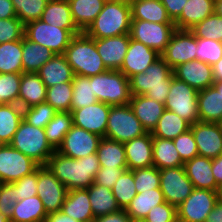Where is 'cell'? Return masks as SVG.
<instances>
[{
  "label": "cell",
  "mask_w": 222,
  "mask_h": 222,
  "mask_svg": "<svg viewBox=\"0 0 222 222\" xmlns=\"http://www.w3.org/2000/svg\"><path fill=\"white\" fill-rule=\"evenodd\" d=\"M68 189H88L101 168L97 153L74 159L55 151L45 165Z\"/></svg>",
  "instance_id": "6da1fadb"
},
{
  "label": "cell",
  "mask_w": 222,
  "mask_h": 222,
  "mask_svg": "<svg viewBox=\"0 0 222 222\" xmlns=\"http://www.w3.org/2000/svg\"><path fill=\"white\" fill-rule=\"evenodd\" d=\"M173 76V69L160 57L145 72L129 79L131 95H146L165 104Z\"/></svg>",
  "instance_id": "7a4b0ae2"
},
{
  "label": "cell",
  "mask_w": 222,
  "mask_h": 222,
  "mask_svg": "<svg viewBox=\"0 0 222 222\" xmlns=\"http://www.w3.org/2000/svg\"><path fill=\"white\" fill-rule=\"evenodd\" d=\"M131 6L120 1L107 0L103 10L84 31L90 38H109L130 33Z\"/></svg>",
  "instance_id": "3957f363"
},
{
  "label": "cell",
  "mask_w": 222,
  "mask_h": 222,
  "mask_svg": "<svg viewBox=\"0 0 222 222\" xmlns=\"http://www.w3.org/2000/svg\"><path fill=\"white\" fill-rule=\"evenodd\" d=\"M64 55L74 75L92 77L108 70L98 54L94 39L84 32L71 39Z\"/></svg>",
  "instance_id": "277c9868"
},
{
  "label": "cell",
  "mask_w": 222,
  "mask_h": 222,
  "mask_svg": "<svg viewBox=\"0 0 222 222\" xmlns=\"http://www.w3.org/2000/svg\"><path fill=\"white\" fill-rule=\"evenodd\" d=\"M9 144L40 166H45L49 157L56 151L48 142L45 130L30 125L24 119Z\"/></svg>",
  "instance_id": "5b68a950"
},
{
  "label": "cell",
  "mask_w": 222,
  "mask_h": 222,
  "mask_svg": "<svg viewBox=\"0 0 222 222\" xmlns=\"http://www.w3.org/2000/svg\"><path fill=\"white\" fill-rule=\"evenodd\" d=\"M90 84L97 100L107 105H127L131 100L130 81L119 70H106L92 76Z\"/></svg>",
  "instance_id": "8992f818"
},
{
  "label": "cell",
  "mask_w": 222,
  "mask_h": 222,
  "mask_svg": "<svg viewBox=\"0 0 222 222\" xmlns=\"http://www.w3.org/2000/svg\"><path fill=\"white\" fill-rule=\"evenodd\" d=\"M146 133L129 104L110 107L105 138L125 143Z\"/></svg>",
  "instance_id": "52a82bcc"
},
{
  "label": "cell",
  "mask_w": 222,
  "mask_h": 222,
  "mask_svg": "<svg viewBox=\"0 0 222 222\" xmlns=\"http://www.w3.org/2000/svg\"><path fill=\"white\" fill-rule=\"evenodd\" d=\"M165 109L173 111L191 125L198 122V91L173 76L165 101Z\"/></svg>",
  "instance_id": "ba28073f"
},
{
  "label": "cell",
  "mask_w": 222,
  "mask_h": 222,
  "mask_svg": "<svg viewBox=\"0 0 222 222\" xmlns=\"http://www.w3.org/2000/svg\"><path fill=\"white\" fill-rule=\"evenodd\" d=\"M24 36L32 42L45 46L55 54H64L75 35L68 29L47 24L39 19L24 25Z\"/></svg>",
  "instance_id": "9c48e42d"
},
{
  "label": "cell",
  "mask_w": 222,
  "mask_h": 222,
  "mask_svg": "<svg viewBox=\"0 0 222 222\" xmlns=\"http://www.w3.org/2000/svg\"><path fill=\"white\" fill-rule=\"evenodd\" d=\"M221 193L222 191L194 188L177 207V221L206 222L209 213L221 198Z\"/></svg>",
  "instance_id": "30bf717a"
},
{
  "label": "cell",
  "mask_w": 222,
  "mask_h": 222,
  "mask_svg": "<svg viewBox=\"0 0 222 222\" xmlns=\"http://www.w3.org/2000/svg\"><path fill=\"white\" fill-rule=\"evenodd\" d=\"M176 30L174 23H155L131 19L130 37L161 54Z\"/></svg>",
  "instance_id": "8fae6325"
},
{
  "label": "cell",
  "mask_w": 222,
  "mask_h": 222,
  "mask_svg": "<svg viewBox=\"0 0 222 222\" xmlns=\"http://www.w3.org/2000/svg\"><path fill=\"white\" fill-rule=\"evenodd\" d=\"M40 165L10 144L0 147V183H13L36 171Z\"/></svg>",
  "instance_id": "7c38bea8"
},
{
  "label": "cell",
  "mask_w": 222,
  "mask_h": 222,
  "mask_svg": "<svg viewBox=\"0 0 222 222\" xmlns=\"http://www.w3.org/2000/svg\"><path fill=\"white\" fill-rule=\"evenodd\" d=\"M67 193L66 186L46 166L37 169V196L47 213L61 211Z\"/></svg>",
  "instance_id": "4fadbf2b"
},
{
  "label": "cell",
  "mask_w": 222,
  "mask_h": 222,
  "mask_svg": "<svg viewBox=\"0 0 222 222\" xmlns=\"http://www.w3.org/2000/svg\"><path fill=\"white\" fill-rule=\"evenodd\" d=\"M193 189L184 166L160 169V190L164 194L165 201L170 205L177 208Z\"/></svg>",
  "instance_id": "5bb4252c"
},
{
  "label": "cell",
  "mask_w": 222,
  "mask_h": 222,
  "mask_svg": "<svg viewBox=\"0 0 222 222\" xmlns=\"http://www.w3.org/2000/svg\"><path fill=\"white\" fill-rule=\"evenodd\" d=\"M197 37L190 30L176 29L161 58L172 68L196 60Z\"/></svg>",
  "instance_id": "9a60e30c"
},
{
  "label": "cell",
  "mask_w": 222,
  "mask_h": 222,
  "mask_svg": "<svg viewBox=\"0 0 222 222\" xmlns=\"http://www.w3.org/2000/svg\"><path fill=\"white\" fill-rule=\"evenodd\" d=\"M101 138L97 134L73 125L56 151L64 156L80 159L96 153Z\"/></svg>",
  "instance_id": "2e32d148"
},
{
  "label": "cell",
  "mask_w": 222,
  "mask_h": 222,
  "mask_svg": "<svg viewBox=\"0 0 222 222\" xmlns=\"http://www.w3.org/2000/svg\"><path fill=\"white\" fill-rule=\"evenodd\" d=\"M110 107V105L98 101L86 107L74 109L71 111L73 125L103 138L106 135Z\"/></svg>",
  "instance_id": "e0dca14e"
},
{
  "label": "cell",
  "mask_w": 222,
  "mask_h": 222,
  "mask_svg": "<svg viewBox=\"0 0 222 222\" xmlns=\"http://www.w3.org/2000/svg\"><path fill=\"white\" fill-rule=\"evenodd\" d=\"M198 156L216 158L222 155V130L219 123L196 122L190 126Z\"/></svg>",
  "instance_id": "ac0fdd59"
},
{
  "label": "cell",
  "mask_w": 222,
  "mask_h": 222,
  "mask_svg": "<svg viewBox=\"0 0 222 222\" xmlns=\"http://www.w3.org/2000/svg\"><path fill=\"white\" fill-rule=\"evenodd\" d=\"M160 57L161 54L156 50L130 38L127 53L119 71L130 79L136 74L145 72Z\"/></svg>",
  "instance_id": "d6986e66"
},
{
  "label": "cell",
  "mask_w": 222,
  "mask_h": 222,
  "mask_svg": "<svg viewBox=\"0 0 222 222\" xmlns=\"http://www.w3.org/2000/svg\"><path fill=\"white\" fill-rule=\"evenodd\" d=\"M130 34L109 38H93L105 67L108 70H120L130 43Z\"/></svg>",
  "instance_id": "ffe728a7"
},
{
  "label": "cell",
  "mask_w": 222,
  "mask_h": 222,
  "mask_svg": "<svg viewBox=\"0 0 222 222\" xmlns=\"http://www.w3.org/2000/svg\"><path fill=\"white\" fill-rule=\"evenodd\" d=\"M174 77L186 82L197 91L210 87L214 83L212 65L200 60H192L173 69Z\"/></svg>",
  "instance_id": "44dd1931"
},
{
  "label": "cell",
  "mask_w": 222,
  "mask_h": 222,
  "mask_svg": "<svg viewBox=\"0 0 222 222\" xmlns=\"http://www.w3.org/2000/svg\"><path fill=\"white\" fill-rule=\"evenodd\" d=\"M124 144L128 170L153 166V136L146 134Z\"/></svg>",
  "instance_id": "7402d4cb"
},
{
  "label": "cell",
  "mask_w": 222,
  "mask_h": 222,
  "mask_svg": "<svg viewBox=\"0 0 222 222\" xmlns=\"http://www.w3.org/2000/svg\"><path fill=\"white\" fill-rule=\"evenodd\" d=\"M186 175L190 179L195 189H209L212 191H222L216 184L212 174V159L208 157L196 156L184 162Z\"/></svg>",
  "instance_id": "603a6c76"
},
{
  "label": "cell",
  "mask_w": 222,
  "mask_h": 222,
  "mask_svg": "<svg viewBox=\"0 0 222 222\" xmlns=\"http://www.w3.org/2000/svg\"><path fill=\"white\" fill-rule=\"evenodd\" d=\"M129 105L144 129L150 133L156 128L165 111V104L148 98L146 95H132Z\"/></svg>",
  "instance_id": "cb8c5ba5"
},
{
  "label": "cell",
  "mask_w": 222,
  "mask_h": 222,
  "mask_svg": "<svg viewBox=\"0 0 222 222\" xmlns=\"http://www.w3.org/2000/svg\"><path fill=\"white\" fill-rule=\"evenodd\" d=\"M47 88L72 82L74 73L64 54H55L37 72Z\"/></svg>",
  "instance_id": "d4e9b609"
},
{
  "label": "cell",
  "mask_w": 222,
  "mask_h": 222,
  "mask_svg": "<svg viewBox=\"0 0 222 222\" xmlns=\"http://www.w3.org/2000/svg\"><path fill=\"white\" fill-rule=\"evenodd\" d=\"M47 87L37 73H22L18 104L22 109L45 102Z\"/></svg>",
  "instance_id": "484cf974"
},
{
  "label": "cell",
  "mask_w": 222,
  "mask_h": 222,
  "mask_svg": "<svg viewBox=\"0 0 222 222\" xmlns=\"http://www.w3.org/2000/svg\"><path fill=\"white\" fill-rule=\"evenodd\" d=\"M61 212L78 222H93L95 217L91 209L88 189L68 191Z\"/></svg>",
  "instance_id": "4316f807"
},
{
  "label": "cell",
  "mask_w": 222,
  "mask_h": 222,
  "mask_svg": "<svg viewBox=\"0 0 222 222\" xmlns=\"http://www.w3.org/2000/svg\"><path fill=\"white\" fill-rule=\"evenodd\" d=\"M214 13V0H188L174 21L176 29L190 30Z\"/></svg>",
  "instance_id": "83f0119b"
},
{
  "label": "cell",
  "mask_w": 222,
  "mask_h": 222,
  "mask_svg": "<svg viewBox=\"0 0 222 222\" xmlns=\"http://www.w3.org/2000/svg\"><path fill=\"white\" fill-rule=\"evenodd\" d=\"M41 20L47 24L68 29L74 35L81 33L72 19L68 0H49L43 11Z\"/></svg>",
  "instance_id": "f1b7e54d"
},
{
  "label": "cell",
  "mask_w": 222,
  "mask_h": 222,
  "mask_svg": "<svg viewBox=\"0 0 222 222\" xmlns=\"http://www.w3.org/2000/svg\"><path fill=\"white\" fill-rule=\"evenodd\" d=\"M200 122L218 123L222 118V95L211 85L198 91Z\"/></svg>",
  "instance_id": "f546056e"
},
{
  "label": "cell",
  "mask_w": 222,
  "mask_h": 222,
  "mask_svg": "<svg viewBox=\"0 0 222 222\" xmlns=\"http://www.w3.org/2000/svg\"><path fill=\"white\" fill-rule=\"evenodd\" d=\"M107 0H68L76 27L84 32L103 10Z\"/></svg>",
  "instance_id": "4dcf8cb0"
},
{
  "label": "cell",
  "mask_w": 222,
  "mask_h": 222,
  "mask_svg": "<svg viewBox=\"0 0 222 222\" xmlns=\"http://www.w3.org/2000/svg\"><path fill=\"white\" fill-rule=\"evenodd\" d=\"M55 55L50 49L38 43L22 38L23 73H37L39 69Z\"/></svg>",
  "instance_id": "1f68e13d"
},
{
  "label": "cell",
  "mask_w": 222,
  "mask_h": 222,
  "mask_svg": "<svg viewBox=\"0 0 222 222\" xmlns=\"http://www.w3.org/2000/svg\"><path fill=\"white\" fill-rule=\"evenodd\" d=\"M130 6L131 19L155 23H174L160 0H133Z\"/></svg>",
  "instance_id": "d6a6232c"
},
{
  "label": "cell",
  "mask_w": 222,
  "mask_h": 222,
  "mask_svg": "<svg viewBox=\"0 0 222 222\" xmlns=\"http://www.w3.org/2000/svg\"><path fill=\"white\" fill-rule=\"evenodd\" d=\"M164 202L166 201L160 188L146 190L137 193L125 211L131 220H144L153 207Z\"/></svg>",
  "instance_id": "836d02e7"
},
{
  "label": "cell",
  "mask_w": 222,
  "mask_h": 222,
  "mask_svg": "<svg viewBox=\"0 0 222 222\" xmlns=\"http://www.w3.org/2000/svg\"><path fill=\"white\" fill-rule=\"evenodd\" d=\"M47 215L42 200L36 195L18 201L9 222H45Z\"/></svg>",
  "instance_id": "e575fe53"
},
{
  "label": "cell",
  "mask_w": 222,
  "mask_h": 222,
  "mask_svg": "<svg viewBox=\"0 0 222 222\" xmlns=\"http://www.w3.org/2000/svg\"><path fill=\"white\" fill-rule=\"evenodd\" d=\"M97 156L101 167L128 168L124 144L108 138H101Z\"/></svg>",
  "instance_id": "d590c367"
},
{
  "label": "cell",
  "mask_w": 222,
  "mask_h": 222,
  "mask_svg": "<svg viewBox=\"0 0 222 222\" xmlns=\"http://www.w3.org/2000/svg\"><path fill=\"white\" fill-rule=\"evenodd\" d=\"M183 165L173 140L153 137V166L160 170Z\"/></svg>",
  "instance_id": "8d00e7d4"
},
{
  "label": "cell",
  "mask_w": 222,
  "mask_h": 222,
  "mask_svg": "<svg viewBox=\"0 0 222 222\" xmlns=\"http://www.w3.org/2000/svg\"><path fill=\"white\" fill-rule=\"evenodd\" d=\"M191 124L173 111L165 109L156 128L152 131L153 137L173 140L180 134L187 132Z\"/></svg>",
  "instance_id": "74e56055"
},
{
  "label": "cell",
  "mask_w": 222,
  "mask_h": 222,
  "mask_svg": "<svg viewBox=\"0 0 222 222\" xmlns=\"http://www.w3.org/2000/svg\"><path fill=\"white\" fill-rule=\"evenodd\" d=\"M88 193L95 218L120 210L111 189L93 183L88 188Z\"/></svg>",
  "instance_id": "f35d334b"
},
{
  "label": "cell",
  "mask_w": 222,
  "mask_h": 222,
  "mask_svg": "<svg viewBox=\"0 0 222 222\" xmlns=\"http://www.w3.org/2000/svg\"><path fill=\"white\" fill-rule=\"evenodd\" d=\"M23 109L19 104H0V141L9 144L21 121Z\"/></svg>",
  "instance_id": "ab89813d"
},
{
  "label": "cell",
  "mask_w": 222,
  "mask_h": 222,
  "mask_svg": "<svg viewBox=\"0 0 222 222\" xmlns=\"http://www.w3.org/2000/svg\"><path fill=\"white\" fill-rule=\"evenodd\" d=\"M23 73L22 39L0 44V74Z\"/></svg>",
  "instance_id": "60d3db41"
},
{
  "label": "cell",
  "mask_w": 222,
  "mask_h": 222,
  "mask_svg": "<svg viewBox=\"0 0 222 222\" xmlns=\"http://www.w3.org/2000/svg\"><path fill=\"white\" fill-rule=\"evenodd\" d=\"M72 126V113L58 112L44 128L47 140L55 150L62 144L65 135Z\"/></svg>",
  "instance_id": "b9f144b4"
},
{
  "label": "cell",
  "mask_w": 222,
  "mask_h": 222,
  "mask_svg": "<svg viewBox=\"0 0 222 222\" xmlns=\"http://www.w3.org/2000/svg\"><path fill=\"white\" fill-rule=\"evenodd\" d=\"M72 85L73 95L71 111L98 102L97 98L93 94L92 84H90V77L74 75Z\"/></svg>",
  "instance_id": "7bdbcfd3"
},
{
  "label": "cell",
  "mask_w": 222,
  "mask_h": 222,
  "mask_svg": "<svg viewBox=\"0 0 222 222\" xmlns=\"http://www.w3.org/2000/svg\"><path fill=\"white\" fill-rule=\"evenodd\" d=\"M72 95V82L58 83L47 88L45 102L49 103L57 112H71Z\"/></svg>",
  "instance_id": "ee69618b"
},
{
  "label": "cell",
  "mask_w": 222,
  "mask_h": 222,
  "mask_svg": "<svg viewBox=\"0 0 222 222\" xmlns=\"http://www.w3.org/2000/svg\"><path fill=\"white\" fill-rule=\"evenodd\" d=\"M111 190L120 209H126L132 199L137 195L133 172L131 170H125Z\"/></svg>",
  "instance_id": "f6af8a7d"
},
{
  "label": "cell",
  "mask_w": 222,
  "mask_h": 222,
  "mask_svg": "<svg viewBox=\"0 0 222 222\" xmlns=\"http://www.w3.org/2000/svg\"><path fill=\"white\" fill-rule=\"evenodd\" d=\"M17 18L25 25L39 20L49 0H11Z\"/></svg>",
  "instance_id": "bcb514c9"
},
{
  "label": "cell",
  "mask_w": 222,
  "mask_h": 222,
  "mask_svg": "<svg viewBox=\"0 0 222 222\" xmlns=\"http://www.w3.org/2000/svg\"><path fill=\"white\" fill-rule=\"evenodd\" d=\"M22 73L0 74V104H18Z\"/></svg>",
  "instance_id": "7dc6e473"
},
{
  "label": "cell",
  "mask_w": 222,
  "mask_h": 222,
  "mask_svg": "<svg viewBox=\"0 0 222 222\" xmlns=\"http://www.w3.org/2000/svg\"><path fill=\"white\" fill-rule=\"evenodd\" d=\"M58 112L47 102L23 109V119L30 125L45 128Z\"/></svg>",
  "instance_id": "c3c4849f"
},
{
  "label": "cell",
  "mask_w": 222,
  "mask_h": 222,
  "mask_svg": "<svg viewBox=\"0 0 222 222\" xmlns=\"http://www.w3.org/2000/svg\"><path fill=\"white\" fill-rule=\"evenodd\" d=\"M190 31L197 38H206L222 42V17L213 13L196 24Z\"/></svg>",
  "instance_id": "681fc988"
},
{
  "label": "cell",
  "mask_w": 222,
  "mask_h": 222,
  "mask_svg": "<svg viewBox=\"0 0 222 222\" xmlns=\"http://www.w3.org/2000/svg\"><path fill=\"white\" fill-rule=\"evenodd\" d=\"M137 193L160 188V170L155 166L131 170Z\"/></svg>",
  "instance_id": "f907efd6"
},
{
  "label": "cell",
  "mask_w": 222,
  "mask_h": 222,
  "mask_svg": "<svg viewBox=\"0 0 222 222\" xmlns=\"http://www.w3.org/2000/svg\"><path fill=\"white\" fill-rule=\"evenodd\" d=\"M222 58V42L197 38L196 59L213 65Z\"/></svg>",
  "instance_id": "816d5d0a"
},
{
  "label": "cell",
  "mask_w": 222,
  "mask_h": 222,
  "mask_svg": "<svg viewBox=\"0 0 222 222\" xmlns=\"http://www.w3.org/2000/svg\"><path fill=\"white\" fill-rule=\"evenodd\" d=\"M24 24L17 18L0 19V44L21 40Z\"/></svg>",
  "instance_id": "f5cc1de1"
},
{
  "label": "cell",
  "mask_w": 222,
  "mask_h": 222,
  "mask_svg": "<svg viewBox=\"0 0 222 222\" xmlns=\"http://www.w3.org/2000/svg\"><path fill=\"white\" fill-rule=\"evenodd\" d=\"M173 142L184 162L198 156V148L191 129L177 136Z\"/></svg>",
  "instance_id": "db71d44e"
},
{
  "label": "cell",
  "mask_w": 222,
  "mask_h": 222,
  "mask_svg": "<svg viewBox=\"0 0 222 222\" xmlns=\"http://www.w3.org/2000/svg\"><path fill=\"white\" fill-rule=\"evenodd\" d=\"M17 202L16 187L12 183H0V212L10 219Z\"/></svg>",
  "instance_id": "11a10c76"
},
{
  "label": "cell",
  "mask_w": 222,
  "mask_h": 222,
  "mask_svg": "<svg viewBox=\"0 0 222 222\" xmlns=\"http://www.w3.org/2000/svg\"><path fill=\"white\" fill-rule=\"evenodd\" d=\"M144 220L146 222H176L177 208L164 202L153 207Z\"/></svg>",
  "instance_id": "9f6ffc18"
},
{
  "label": "cell",
  "mask_w": 222,
  "mask_h": 222,
  "mask_svg": "<svg viewBox=\"0 0 222 222\" xmlns=\"http://www.w3.org/2000/svg\"><path fill=\"white\" fill-rule=\"evenodd\" d=\"M16 187L17 201L37 195V170L12 183Z\"/></svg>",
  "instance_id": "6f0895ef"
},
{
  "label": "cell",
  "mask_w": 222,
  "mask_h": 222,
  "mask_svg": "<svg viewBox=\"0 0 222 222\" xmlns=\"http://www.w3.org/2000/svg\"><path fill=\"white\" fill-rule=\"evenodd\" d=\"M128 168L101 167L96 174L94 183L112 189L120 175Z\"/></svg>",
  "instance_id": "680465c9"
},
{
  "label": "cell",
  "mask_w": 222,
  "mask_h": 222,
  "mask_svg": "<svg viewBox=\"0 0 222 222\" xmlns=\"http://www.w3.org/2000/svg\"><path fill=\"white\" fill-rule=\"evenodd\" d=\"M166 8L168 16L174 22L181 14L188 0H160Z\"/></svg>",
  "instance_id": "91938a15"
},
{
  "label": "cell",
  "mask_w": 222,
  "mask_h": 222,
  "mask_svg": "<svg viewBox=\"0 0 222 222\" xmlns=\"http://www.w3.org/2000/svg\"><path fill=\"white\" fill-rule=\"evenodd\" d=\"M131 217L126 213L125 209H120L107 215L96 217L93 222H131Z\"/></svg>",
  "instance_id": "94428289"
},
{
  "label": "cell",
  "mask_w": 222,
  "mask_h": 222,
  "mask_svg": "<svg viewBox=\"0 0 222 222\" xmlns=\"http://www.w3.org/2000/svg\"><path fill=\"white\" fill-rule=\"evenodd\" d=\"M17 17L11 0H0V19Z\"/></svg>",
  "instance_id": "6125c7cd"
},
{
  "label": "cell",
  "mask_w": 222,
  "mask_h": 222,
  "mask_svg": "<svg viewBox=\"0 0 222 222\" xmlns=\"http://www.w3.org/2000/svg\"><path fill=\"white\" fill-rule=\"evenodd\" d=\"M212 174L216 184L222 189V155L212 159Z\"/></svg>",
  "instance_id": "be15d7a7"
},
{
  "label": "cell",
  "mask_w": 222,
  "mask_h": 222,
  "mask_svg": "<svg viewBox=\"0 0 222 222\" xmlns=\"http://www.w3.org/2000/svg\"><path fill=\"white\" fill-rule=\"evenodd\" d=\"M206 222H222V197L209 213Z\"/></svg>",
  "instance_id": "e7e4bbea"
},
{
  "label": "cell",
  "mask_w": 222,
  "mask_h": 222,
  "mask_svg": "<svg viewBox=\"0 0 222 222\" xmlns=\"http://www.w3.org/2000/svg\"><path fill=\"white\" fill-rule=\"evenodd\" d=\"M45 222H78V221L74 220L68 215H65L63 212L58 211V212L48 213Z\"/></svg>",
  "instance_id": "03108f58"
},
{
  "label": "cell",
  "mask_w": 222,
  "mask_h": 222,
  "mask_svg": "<svg viewBox=\"0 0 222 222\" xmlns=\"http://www.w3.org/2000/svg\"><path fill=\"white\" fill-rule=\"evenodd\" d=\"M214 81H222V58L212 65Z\"/></svg>",
  "instance_id": "003e7915"
},
{
  "label": "cell",
  "mask_w": 222,
  "mask_h": 222,
  "mask_svg": "<svg viewBox=\"0 0 222 222\" xmlns=\"http://www.w3.org/2000/svg\"><path fill=\"white\" fill-rule=\"evenodd\" d=\"M214 13L222 17V0H214Z\"/></svg>",
  "instance_id": "a7ac6f4b"
},
{
  "label": "cell",
  "mask_w": 222,
  "mask_h": 222,
  "mask_svg": "<svg viewBox=\"0 0 222 222\" xmlns=\"http://www.w3.org/2000/svg\"><path fill=\"white\" fill-rule=\"evenodd\" d=\"M219 93H221L222 95V81H214V83L212 84Z\"/></svg>",
  "instance_id": "89a4df30"
},
{
  "label": "cell",
  "mask_w": 222,
  "mask_h": 222,
  "mask_svg": "<svg viewBox=\"0 0 222 222\" xmlns=\"http://www.w3.org/2000/svg\"><path fill=\"white\" fill-rule=\"evenodd\" d=\"M0 222H9V218L4 216L1 212H0Z\"/></svg>",
  "instance_id": "2644e50d"
},
{
  "label": "cell",
  "mask_w": 222,
  "mask_h": 222,
  "mask_svg": "<svg viewBox=\"0 0 222 222\" xmlns=\"http://www.w3.org/2000/svg\"><path fill=\"white\" fill-rule=\"evenodd\" d=\"M110 1H120L130 4L133 0H110Z\"/></svg>",
  "instance_id": "8c879c8a"
},
{
  "label": "cell",
  "mask_w": 222,
  "mask_h": 222,
  "mask_svg": "<svg viewBox=\"0 0 222 222\" xmlns=\"http://www.w3.org/2000/svg\"><path fill=\"white\" fill-rule=\"evenodd\" d=\"M131 222H146L145 220H132Z\"/></svg>",
  "instance_id": "753ad0ef"
},
{
  "label": "cell",
  "mask_w": 222,
  "mask_h": 222,
  "mask_svg": "<svg viewBox=\"0 0 222 222\" xmlns=\"http://www.w3.org/2000/svg\"><path fill=\"white\" fill-rule=\"evenodd\" d=\"M218 123L220 125L221 130H222V118H221V120Z\"/></svg>",
  "instance_id": "34e18365"
}]
</instances>
